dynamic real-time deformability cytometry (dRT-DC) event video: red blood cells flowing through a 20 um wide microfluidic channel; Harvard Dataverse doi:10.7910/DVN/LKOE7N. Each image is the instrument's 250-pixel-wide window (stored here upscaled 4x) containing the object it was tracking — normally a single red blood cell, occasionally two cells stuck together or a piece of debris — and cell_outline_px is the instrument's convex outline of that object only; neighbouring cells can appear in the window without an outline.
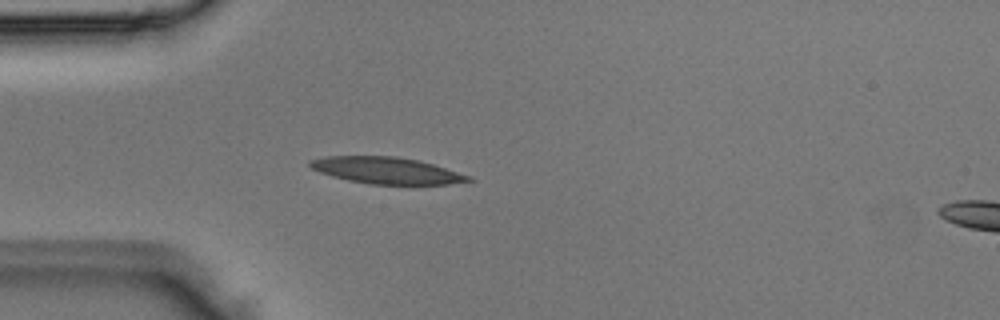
{"species": "Egyptian fruit bat (a non-hibernating species)", "species_latin": "Rousettus aegyptiacus", "temperature_condition": "room temperature", "stored_images_in_passage": 3, "camera_frame_rate_fps": 3000, "um_per_image_px": 0.085, "animal": {"sex": "male"}, "frame": {"image": 1, "passage_image": 3, "time_ms": 0.667, "image_size_px": [1000, 320], "cell_outline_px": [[476, 180], [448, 184], [368, 184], [348, 180], [332, 176], [320, 172], [312, 168], [308, 164], [308, 160], [324, 156], [396, 156], [420, 160], [472, 176]], "centroid_in_image_um": [32.87, 14.48], "position_along_channel_um": 52.1, "area_um2": 24.68}}